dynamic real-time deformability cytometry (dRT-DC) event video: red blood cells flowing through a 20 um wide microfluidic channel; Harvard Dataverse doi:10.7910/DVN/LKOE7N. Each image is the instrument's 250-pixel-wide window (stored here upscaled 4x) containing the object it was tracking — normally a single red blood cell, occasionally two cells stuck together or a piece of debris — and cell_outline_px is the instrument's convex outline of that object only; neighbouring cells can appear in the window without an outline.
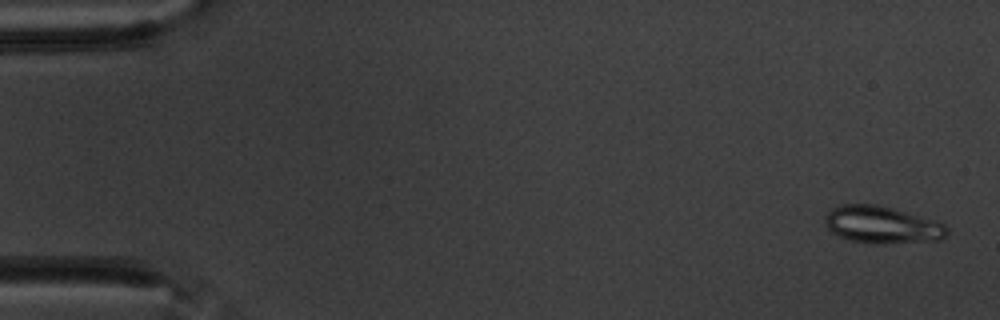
{"species": "common noctule bat (a hibernating species)", "species_latin": "Nyctalus noctula", "temperature_condition": "warm", "stored_images_in_passage": 58, "camera_frame_rate_fps": 3000, "um_per_image_px": 0.085, "animal": {"sex": "male", "body_mass_g": 20.1, "forearm_length_mm": 53.5}, "frame": {"image": 1, "passage_image": 2, "time_ms": 0.333, "image_size_px": [1000, 320], "cell_outline_px": [[948, 232], [940, 240], [884, 244], [876, 244], [852, 240], [840, 236], [832, 232], [828, 228], [824, 220], [824, 216], [832, 208], [840, 204], [876, 204], [892, 208], [936, 220], [944, 224], [948, 228]], "centroid_in_image_um": [74.98, 19.1], "position_along_channel_um": 10.0, "area_um2": 26.47}}
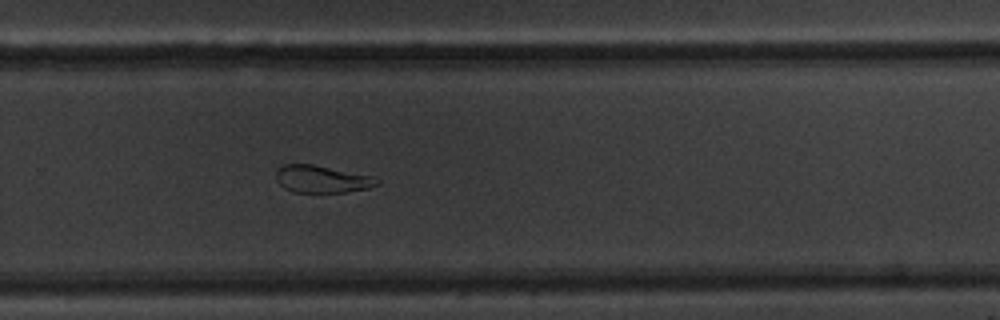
{"frame": {"image": 2, "passage_image": 39, "time_ms": 12.667, "image_size_px": [1000, 320], "cell_outline_px": [[380, 184], [368, 188], [348, 192], [292, 192], [284, 188], [276, 180], [276, 172], [284, 164], [312, 164], [372, 176], [380, 180]], "centroid_in_image_um": [27.37, 15.23], "position_along_channel_um": 302.4, "area_um2": 16.01}}
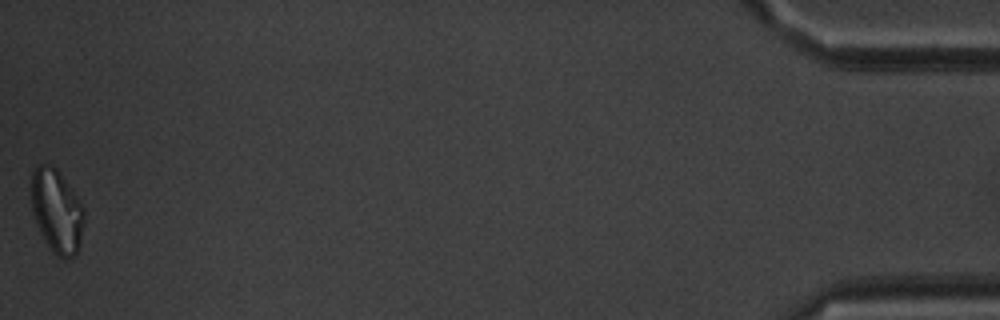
{"frame": {"image": 3, "passage_image": 58, "time_ms": 19.0, "image_size_px": [1000, 320], "cell_outline_px": [[84, 224], [80, 244], [76, 256], [68, 260], [64, 260], [56, 256], [52, 252], [40, 232], [32, 212], [32, 172], [36, 164], [52, 164], [56, 168], [76, 196], [84, 208]], "centroid_in_image_um": [4.83, 17.98], "position_along_channel_um": 430.4, "area_um2": 25.89}, "authors_computed_cell_mechanics": {"area_um2": 22.8599, "velocity_mm_per_s": 3.4833, "shape_relaxation_time_tau1_ms": null, "shape_relaxation_time_tau2_ms": 11.2874, "deformation_change_tau1": null, "deformation_change_tau2": 0.1497}}